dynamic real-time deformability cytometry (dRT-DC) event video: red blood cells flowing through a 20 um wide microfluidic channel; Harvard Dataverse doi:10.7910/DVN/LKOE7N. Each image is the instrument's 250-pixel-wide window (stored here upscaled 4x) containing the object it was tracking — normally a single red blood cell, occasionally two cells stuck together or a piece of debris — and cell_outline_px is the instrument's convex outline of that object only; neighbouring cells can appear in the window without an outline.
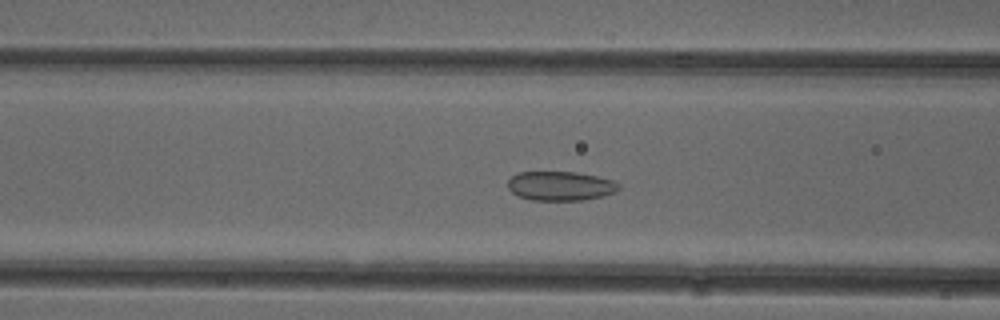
{"species": "common noctule bat (a hibernating species)", "species_latin": "Nyctalus noctula", "temperature_condition": "cold", "stored_images_in_passage": 51, "camera_frame_rate_fps": 3000, "um_per_image_px": 0.085, "animal": {"sex": "female"}, "frame": {"image": 1, "passage_image": 19, "time_ms": 6.0, "image_size_px": [1000, 320], "cell_outline_px": [[620, 188], [616, 192], [604, 196], [584, 200], [532, 200], [516, 196], [508, 188], [508, 180], [516, 172], [576, 172], [596, 176], [612, 180], [620, 184]], "centroid_in_image_um": [47.63, 15.81], "position_along_channel_um": 119.0, "area_um2": 19.07}}
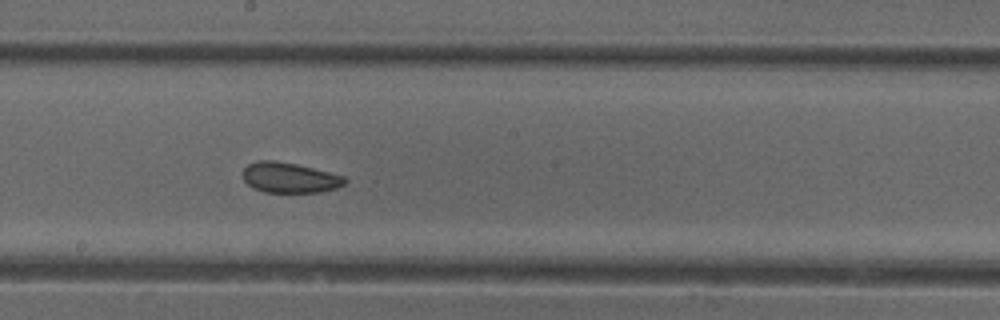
{"frame": {"image": 2, "passage_image": 27, "time_ms": 8.667, "image_size_px": [1000, 320], "cell_outline_px": [[348, 180], [344, 184], [336, 188], [320, 192], [264, 192], [252, 188], [244, 180], [244, 168], [248, 164], [256, 160], [272, 160], [296, 164], [344, 176]], "centroid_in_image_um": [24.6, 15.1], "position_along_channel_um": 223.6, "area_um2": 17.92}}
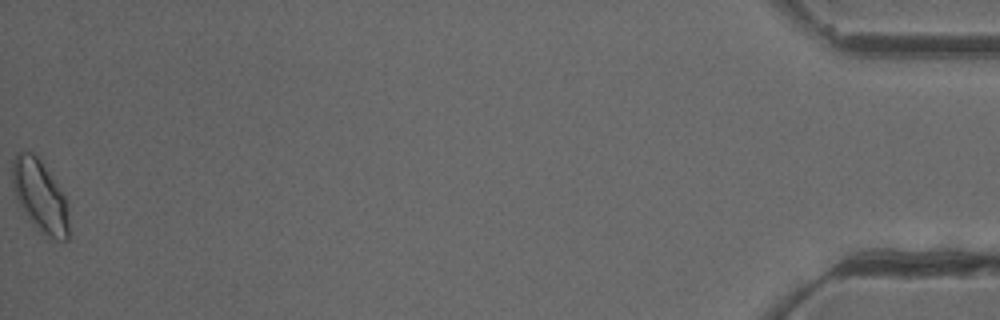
{"frame": {"image": 3, "passage_image": 51, "time_ms": 16.667, "image_size_px": [1000, 320], "cell_outline_px": [[68, 240], [56, 240], [40, 232], [32, 224], [24, 212], [16, 196], [12, 184], [12, 160], [16, 152], [24, 148], [40, 156], [64, 196], [68, 204]], "centroid_in_image_um": [3.39, 16.59], "position_along_channel_um": 431.8, "area_um2": 24.1}, "authors_computed_cell_mechanics": {"area_um2": 19.5942, "velocity_mm_per_s": 3.9204, "shape_relaxation_time_tau1_ms": null, "shape_relaxation_time_tau2_ms": 1.6169, "deformation_change_tau1": null, "deformation_change_tau2": 0.0632}}